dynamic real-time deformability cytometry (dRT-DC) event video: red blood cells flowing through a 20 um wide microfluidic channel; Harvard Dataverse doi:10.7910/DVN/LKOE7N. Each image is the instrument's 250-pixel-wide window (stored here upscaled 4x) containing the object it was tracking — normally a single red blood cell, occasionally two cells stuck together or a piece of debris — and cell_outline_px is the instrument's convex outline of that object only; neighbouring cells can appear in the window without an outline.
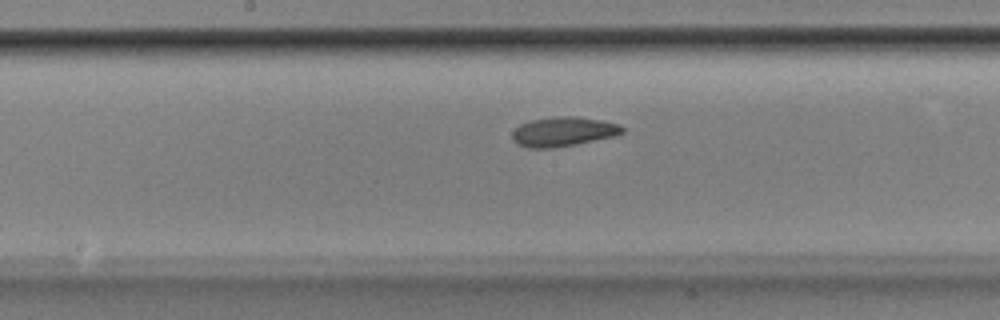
{"species": "Egyptian fruit bat (a non-hibernating species)", "species_latin": "Rousettus aegyptiacus", "temperature_condition": "room temperature", "stored_images_in_passage": 49, "camera_frame_rate_fps": 3000, "um_per_image_px": 0.085, "animal": {"sex": "male"}, "frame": {"image": 1, "passage_image": 24, "time_ms": 7.667, "image_size_px": [1000, 320], "cell_outline_px": [[624, 132], [616, 136], [576, 144], [552, 148], [528, 148], [516, 144], [512, 140], [512, 132], [520, 124], [532, 120], [556, 116], [576, 116], [600, 120], [620, 124], [624, 128]], "centroid_in_image_um": [47.88, 11.19], "position_along_channel_um": 200.3, "area_um2": 19.02}}
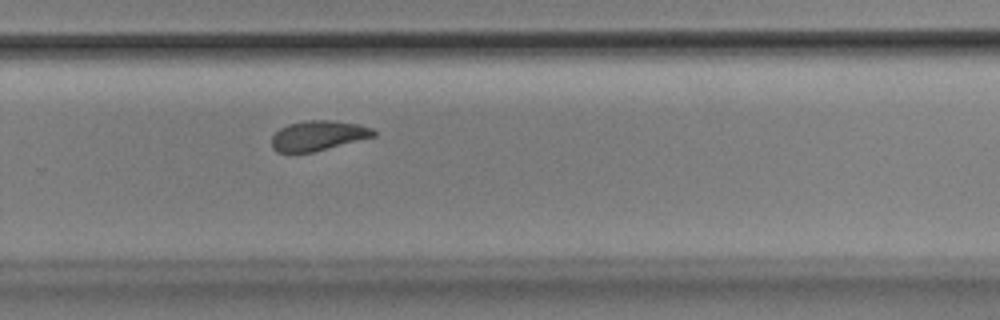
{"frame": {"image": 2, "passage_image": 32, "time_ms": 10.333, "image_size_px": [1000, 320], "cell_outline_px": [[376, 136], [312, 152], [276, 152], [272, 148], [272, 136], [280, 128], [288, 124], [304, 120], [332, 120], [360, 124], [372, 128], [376, 132]], "centroid_in_image_um": [27.05, 11.51], "position_along_channel_um": 302.8, "area_um2": 17.8}}
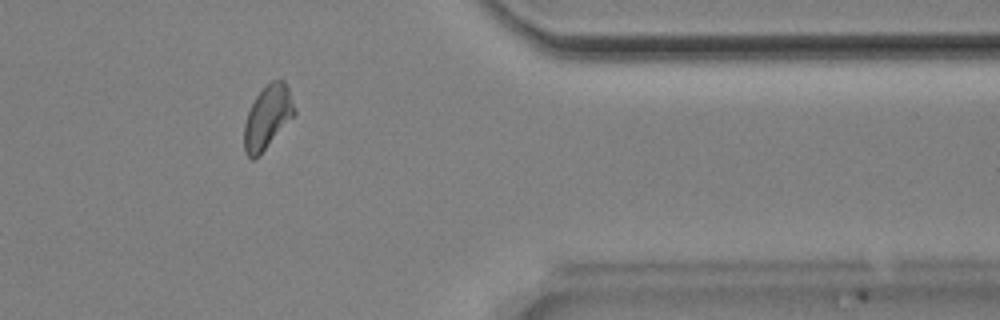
{"frame": {"image": 3, "passage_image": 40, "time_ms": 13.0, "image_size_px": [1000, 320], "cell_outline_px": [[296, 112], [264, 148], [252, 160], [244, 152], [244, 124], [248, 112], [256, 96], [272, 80], [284, 80], [288, 88]], "centroid_in_image_um": [22.71, 9.92], "position_along_channel_um": 388.7, "area_um2": 17.69}, "authors_computed_cell_mechanics": {"area_um2": 18.9006, "velocity_mm_per_s": 3.8605, "shape_relaxation_time_tau1_ms": 5.0453, "shape_relaxation_time_tau2_ms": 2.9755, "deformation_change_tau1": 0.1427, "deformation_change_tau2": 0.0932}}